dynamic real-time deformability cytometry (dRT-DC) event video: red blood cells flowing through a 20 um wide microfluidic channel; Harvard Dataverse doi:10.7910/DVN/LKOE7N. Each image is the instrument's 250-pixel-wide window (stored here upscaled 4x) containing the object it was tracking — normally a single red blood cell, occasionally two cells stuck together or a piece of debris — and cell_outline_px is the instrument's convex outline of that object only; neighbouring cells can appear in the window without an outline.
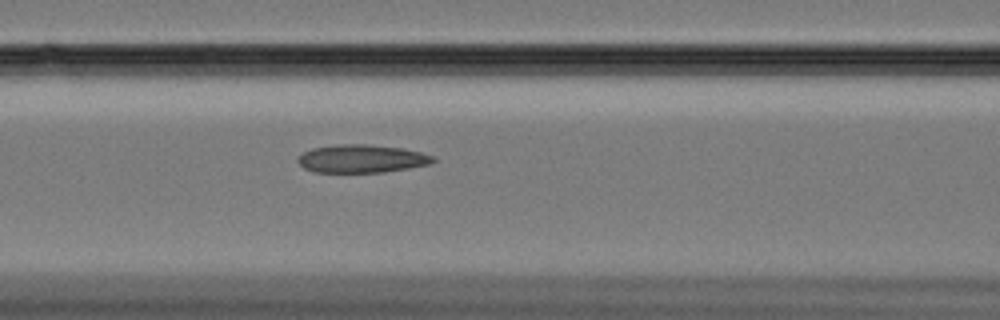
{"species": "Egyptian fruit bat (a non-hibernating species)", "species_latin": "Rousettus aegyptiacus", "temperature_condition": "cold", "stored_images_in_passage": 41, "camera_frame_rate_fps": 3000, "um_per_image_px": 0.085, "animal": {"sex": "female"}, "frame": {"image": 1, "passage_image": 12, "time_ms": 3.667, "image_size_px": [1000, 320], "cell_outline_px": [[436, 160], [432, 164], [384, 172], [316, 172], [304, 168], [296, 160], [296, 156], [312, 148], [340, 144], [368, 144], [404, 148], [436, 156]], "centroid_in_image_um": [30.77, 13.48], "position_along_channel_um": 135.8, "area_um2": 22.31}}
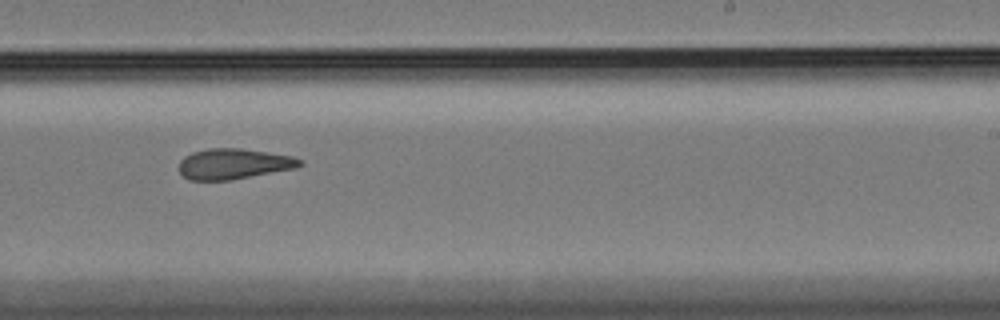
{"frame": {"image": 2, "passage_image": 24, "time_ms": 7.667, "image_size_px": [1000, 320], "cell_outline_px": [[304, 164], [296, 168], [228, 180], [188, 180], [180, 172], [180, 160], [184, 156], [192, 152], [208, 148], [240, 148], [292, 156], [304, 160]], "centroid_in_image_um": [19.87, 13.92], "position_along_channel_um": 269.1, "area_um2": 21.44}}
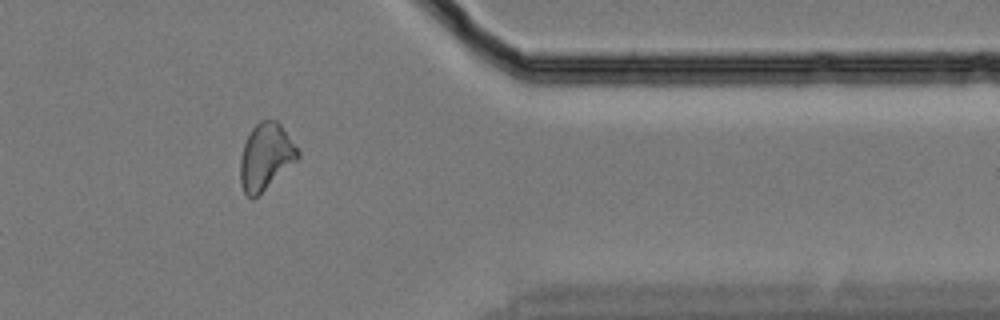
{"frame": {"image": 3, "passage_image": 36, "time_ms": 11.667, "image_size_px": [1000, 320], "cell_outline_px": [[300, 160], [252, 200], [244, 192], [240, 184], [240, 160], [244, 144], [252, 128], [260, 120], [276, 120], [280, 124], [300, 152]], "centroid_in_image_um": [22.61, 13.34], "position_along_channel_um": 388.8, "area_um2": 22.43}}